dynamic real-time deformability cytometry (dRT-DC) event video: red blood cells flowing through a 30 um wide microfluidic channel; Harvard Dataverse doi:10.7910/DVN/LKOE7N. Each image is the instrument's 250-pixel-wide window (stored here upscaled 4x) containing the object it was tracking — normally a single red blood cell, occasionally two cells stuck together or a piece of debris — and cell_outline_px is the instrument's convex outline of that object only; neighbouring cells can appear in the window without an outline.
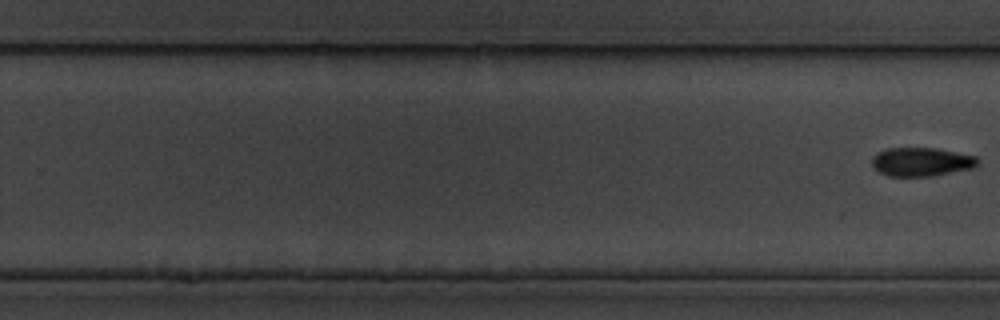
{"species": "common noctule bat (a hibernating species)", "species_latin": "Nyctalus noctula", "temperature_condition": "cold", "stored_images_in_passage": 11, "camera_frame_rate_fps": 3000, "um_per_image_px": 0.085, "animal": {"sex": "male", "body_mass_g": 19.5, "forearm_length_mm": 54.6}, "frame": {"image": 1, "passage_image": 11, "time_ms": 12.333, "image_size_px": [1000, 320], "cell_outline_px": [[980, 164], [972, 168], [932, 176], [888, 176], [880, 172], [872, 164], [872, 156], [876, 152], [888, 148], [936, 148], [976, 156], [980, 160]], "centroid_in_image_um": [78.33, 13.75], "position_along_channel_um": 251.5, "area_um2": 17.74}}